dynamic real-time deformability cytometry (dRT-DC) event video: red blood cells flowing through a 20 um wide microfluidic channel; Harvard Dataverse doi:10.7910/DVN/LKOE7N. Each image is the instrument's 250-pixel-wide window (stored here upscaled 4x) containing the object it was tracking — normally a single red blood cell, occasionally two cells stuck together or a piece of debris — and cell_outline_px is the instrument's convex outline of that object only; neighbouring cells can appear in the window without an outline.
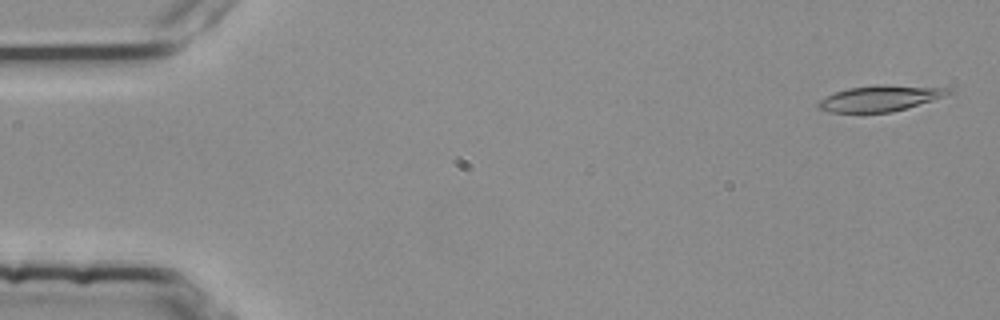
{"species": "common noctule bat (a hibernating species)", "species_latin": "Nyctalus noctula", "temperature_condition": "room temperature", "stored_images_in_passage": 54, "camera_frame_rate_fps": 3000, "um_per_image_px": 0.085, "animal": {"sex": "female", "body_mass_g": 25.1}, "frame": {"image": 1, "passage_image": 2, "time_ms": 0.333, "image_size_px": [1000, 320], "cell_outline_px": [[952, 92], [948, 96], [908, 108], [892, 112], [828, 112], [816, 108], [816, 104], [824, 96], [848, 88], [876, 84], [880, 84], [952, 88]], "centroid_in_image_um": [74.83, 8.35], "position_along_channel_um": 10.2, "area_um2": 19.94}}
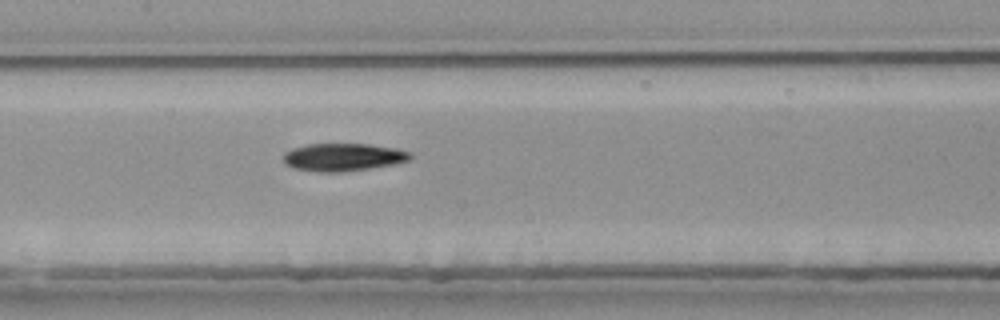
{"frame": {"image": 2, "passage_image": 26, "time_ms": 8.333, "image_size_px": [1000, 320], "cell_outline_px": [[412, 156], [408, 160], [392, 164], [368, 168], [340, 172], [320, 172], [292, 168], [284, 164], [284, 152], [292, 148], [308, 144], [368, 144], [396, 148], [412, 152]], "centroid_in_image_um": [29.13, 13.35], "position_along_channel_um": 178.3, "area_um2": 20.46}}
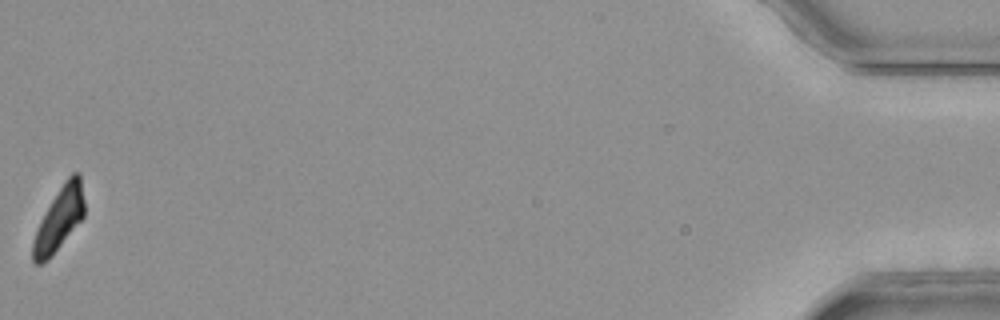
{"frame": {"image": 3, "passage_image": 54, "time_ms": 17.667, "image_size_px": [1000, 320], "cell_outline_px": [[84, 216], [48, 260], [40, 264], [32, 264], [32, 240], [40, 220], [64, 180], [72, 172], [80, 172], [84, 200]], "centroid_in_image_um": [5.01, 18.61], "position_along_channel_um": 430.2, "area_um2": 18.84}, "authors_computed_cell_mechanics": {"area_um2": 20.2589, "velocity_mm_per_s": 3.7965, "shape_relaxation_time_tau1_ms": 7.0056, "shape_relaxation_time_tau2_ms": null, "deformation_change_tau1": 0.1963, "deformation_change_tau2": null}}